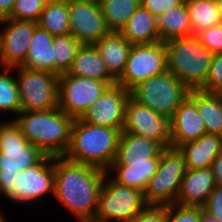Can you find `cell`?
Wrapping results in <instances>:
<instances>
[{
  "mask_svg": "<svg viewBox=\"0 0 222 222\" xmlns=\"http://www.w3.org/2000/svg\"><path fill=\"white\" fill-rule=\"evenodd\" d=\"M107 176L101 186L93 222H130L147 205L144 192L120 185L112 178L106 180Z\"/></svg>",
  "mask_w": 222,
  "mask_h": 222,
  "instance_id": "cell-7",
  "label": "cell"
},
{
  "mask_svg": "<svg viewBox=\"0 0 222 222\" xmlns=\"http://www.w3.org/2000/svg\"><path fill=\"white\" fill-rule=\"evenodd\" d=\"M70 34L82 44H95L111 31L100 3L68 0Z\"/></svg>",
  "mask_w": 222,
  "mask_h": 222,
  "instance_id": "cell-14",
  "label": "cell"
},
{
  "mask_svg": "<svg viewBox=\"0 0 222 222\" xmlns=\"http://www.w3.org/2000/svg\"><path fill=\"white\" fill-rule=\"evenodd\" d=\"M189 90L166 70L134 86L130 90V97L158 114L172 118L177 107L188 96Z\"/></svg>",
  "mask_w": 222,
  "mask_h": 222,
  "instance_id": "cell-6",
  "label": "cell"
},
{
  "mask_svg": "<svg viewBox=\"0 0 222 222\" xmlns=\"http://www.w3.org/2000/svg\"><path fill=\"white\" fill-rule=\"evenodd\" d=\"M44 7L45 4L40 0H16L6 18L37 22Z\"/></svg>",
  "mask_w": 222,
  "mask_h": 222,
  "instance_id": "cell-33",
  "label": "cell"
},
{
  "mask_svg": "<svg viewBox=\"0 0 222 222\" xmlns=\"http://www.w3.org/2000/svg\"><path fill=\"white\" fill-rule=\"evenodd\" d=\"M40 1H42L45 5H47V4H50L59 0H40Z\"/></svg>",
  "mask_w": 222,
  "mask_h": 222,
  "instance_id": "cell-45",
  "label": "cell"
},
{
  "mask_svg": "<svg viewBox=\"0 0 222 222\" xmlns=\"http://www.w3.org/2000/svg\"><path fill=\"white\" fill-rule=\"evenodd\" d=\"M195 36L211 53L222 52V23L204 29Z\"/></svg>",
  "mask_w": 222,
  "mask_h": 222,
  "instance_id": "cell-36",
  "label": "cell"
},
{
  "mask_svg": "<svg viewBox=\"0 0 222 222\" xmlns=\"http://www.w3.org/2000/svg\"><path fill=\"white\" fill-rule=\"evenodd\" d=\"M130 222H167V205L147 204Z\"/></svg>",
  "mask_w": 222,
  "mask_h": 222,
  "instance_id": "cell-37",
  "label": "cell"
},
{
  "mask_svg": "<svg viewBox=\"0 0 222 222\" xmlns=\"http://www.w3.org/2000/svg\"><path fill=\"white\" fill-rule=\"evenodd\" d=\"M167 70L190 90H199L209 73L213 53L193 35L164 42Z\"/></svg>",
  "mask_w": 222,
  "mask_h": 222,
  "instance_id": "cell-4",
  "label": "cell"
},
{
  "mask_svg": "<svg viewBox=\"0 0 222 222\" xmlns=\"http://www.w3.org/2000/svg\"><path fill=\"white\" fill-rule=\"evenodd\" d=\"M82 43L74 38L70 33L61 36H54L52 48L54 49V75L67 73L73 59L76 57Z\"/></svg>",
  "mask_w": 222,
  "mask_h": 222,
  "instance_id": "cell-31",
  "label": "cell"
},
{
  "mask_svg": "<svg viewBox=\"0 0 222 222\" xmlns=\"http://www.w3.org/2000/svg\"><path fill=\"white\" fill-rule=\"evenodd\" d=\"M202 207L167 205V222H200Z\"/></svg>",
  "mask_w": 222,
  "mask_h": 222,
  "instance_id": "cell-35",
  "label": "cell"
},
{
  "mask_svg": "<svg viewBox=\"0 0 222 222\" xmlns=\"http://www.w3.org/2000/svg\"><path fill=\"white\" fill-rule=\"evenodd\" d=\"M5 219H4V217H3V215L1 214V212H0V222H6V221H4Z\"/></svg>",
  "mask_w": 222,
  "mask_h": 222,
  "instance_id": "cell-46",
  "label": "cell"
},
{
  "mask_svg": "<svg viewBox=\"0 0 222 222\" xmlns=\"http://www.w3.org/2000/svg\"><path fill=\"white\" fill-rule=\"evenodd\" d=\"M18 115L14 121L29 143L46 156H64L70 144L74 118L58 107L43 111H20Z\"/></svg>",
  "mask_w": 222,
  "mask_h": 222,
  "instance_id": "cell-2",
  "label": "cell"
},
{
  "mask_svg": "<svg viewBox=\"0 0 222 222\" xmlns=\"http://www.w3.org/2000/svg\"><path fill=\"white\" fill-rule=\"evenodd\" d=\"M216 185L222 186V150L219 152L211 165Z\"/></svg>",
  "mask_w": 222,
  "mask_h": 222,
  "instance_id": "cell-40",
  "label": "cell"
},
{
  "mask_svg": "<svg viewBox=\"0 0 222 222\" xmlns=\"http://www.w3.org/2000/svg\"><path fill=\"white\" fill-rule=\"evenodd\" d=\"M141 5L140 0H101L100 6L110 31L119 32Z\"/></svg>",
  "mask_w": 222,
  "mask_h": 222,
  "instance_id": "cell-30",
  "label": "cell"
},
{
  "mask_svg": "<svg viewBox=\"0 0 222 222\" xmlns=\"http://www.w3.org/2000/svg\"><path fill=\"white\" fill-rule=\"evenodd\" d=\"M187 167L178 148L168 147L161 152L155 174L149 179L144 191L147 204H174Z\"/></svg>",
  "mask_w": 222,
  "mask_h": 222,
  "instance_id": "cell-8",
  "label": "cell"
},
{
  "mask_svg": "<svg viewBox=\"0 0 222 222\" xmlns=\"http://www.w3.org/2000/svg\"><path fill=\"white\" fill-rule=\"evenodd\" d=\"M203 210L219 222H222V186L216 185L214 190L209 194Z\"/></svg>",
  "mask_w": 222,
  "mask_h": 222,
  "instance_id": "cell-38",
  "label": "cell"
},
{
  "mask_svg": "<svg viewBox=\"0 0 222 222\" xmlns=\"http://www.w3.org/2000/svg\"><path fill=\"white\" fill-rule=\"evenodd\" d=\"M222 23V0H215Z\"/></svg>",
  "mask_w": 222,
  "mask_h": 222,
  "instance_id": "cell-43",
  "label": "cell"
},
{
  "mask_svg": "<svg viewBox=\"0 0 222 222\" xmlns=\"http://www.w3.org/2000/svg\"><path fill=\"white\" fill-rule=\"evenodd\" d=\"M160 158H150L147 161L130 162L129 165H111L116 171L112 177L118 184L145 191L149 179L155 174Z\"/></svg>",
  "mask_w": 222,
  "mask_h": 222,
  "instance_id": "cell-26",
  "label": "cell"
},
{
  "mask_svg": "<svg viewBox=\"0 0 222 222\" xmlns=\"http://www.w3.org/2000/svg\"><path fill=\"white\" fill-rule=\"evenodd\" d=\"M53 37L39 26L35 28L25 61L20 65L23 68L38 71H47L54 74Z\"/></svg>",
  "mask_w": 222,
  "mask_h": 222,
  "instance_id": "cell-24",
  "label": "cell"
},
{
  "mask_svg": "<svg viewBox=\"0 0 222 222\" xmlns=\"http://www.w3.org/2000/svg\"><path fill=\"white\" fill-rule=\"evenodd\" d=\"M109 73L117 80L124 71L132 44L120 32L111 31L96 42Z\"/></svg>",
  "mask_w": 222,
  "mask_h": 222,
  "instance_id": "cell-21",
  "label": "cell"
},
{
  "mask_svg": "<svg viewBox=\"0 0 222 222\" xmlns=\"http://www.w3.org/2000/svg\"><path fill=\"white\" fill-rule=\"evenodd\" d=\"M44 156L14 120L0 124V193L12 201L15 174L36 165Z\"/></svg>",
  "mask_w": 222,
  "mask_h": 222,
  "instance_id": "cell-5",
  "label": "cell"
},
{
  "mask_svg": "<svg viewBox=\"0 0 222 222\" xmlns=\"http://www.w3.org/2000/svg\"><path fill=\"white\" fill-rule=\"evenodd\" d=\"M193 35L221 23L215 0H185Z\"/></svg>",
  "mask_w": 222,
  "mask_h": 222,
  "instance_id": "cell-29",
  "label": "cell"
},
{
  "mask_svg": "<svg viewBox=\"0 0 222 222\" xmlns=\"http://www.w3.org/2000/svg\"><path fill=\"white\" fill-rule=\"evenodd\" d=\"M107 171L54 157V196L79 222H93Z\"/></svg>",
  "mask_w": 222,
  "mask_h": 222,
  "instance_id": "cell-1",
  "label": "cell"
},
{
  "mask_svg": "<svg viewBox=\"0 0 222 222\" xmlns=\"http://www.w3.org/2000/svg\"><path fill=\"white\" fill-rule=\"evenodd\" d=\"M37 24L52 36L69 34L70 19L68 0H59L45 5Z\"/></svg>",
  "mask_w": 222,
  "mask_h": 222,
  "instance_id": "cell-28",
  "label": "cell"
},
{
  "mask_svg": "<svg viewBox=\"0 0 222 222\" xmlns=\"http://www.w3.org/2000/svg\"><path fill=\"white\" fill-rule=\"evenodd\" d=\"M199 90L222 94V52L213 55L206 83Z\"/></svg>",
  "mask_w": 222,
  "mask_h": 222,
  "instance_id": "cell-34",
  "label": "cell"
},
{
  "mask_svg": "<svg viewBox=\"0 0 222 222\" xmlns=\"http://www.w3.org/2000/svg\"><path fill=\"white\" fill-rule=\"evenodd\" d=\"M130 91L118 84L110 85L80 118L98 126L123 129L124 108Z\"/></svg>",
  "mask_w": 222,
  "mask_h": 222,
  "instance_id": "cell-16",
  "label": "cell"
},
{
  "mask_svg": "<svg viewBox=\"0 0 222 222\" xmlns=\"http://www.w3.org/2000/svg\"><path fill=\"white\" fill-rule=\"evenodd\" d=\"M185 0H140L141 6L149 10L155 17L164 11L184 3Z\"/></svg>",
  "mask_w": 222,
  "mask_h": 222,
  "instance_id": "cell-39",
  "label": "cell"
},
{
  "mask_svg": "<svg viewBox=\"0 0 222 222\" xmlns=\"http://www.w3.org/2000/svg\"><path fill=\"white\" fill-rule=\"evenodd\" d=\"M14 68L5 67L4 73H0V109L14 114H19L21 104L17 82L12 74Z\"/></svg>",
  "mask_w": 222,
  "mask_h": 222,
  "instance_id": "cell-32",
  "label": "cell"
},
{
  "mask_svg": "<svg viewBox=\"0 0 222 222\" xmlns=\"http://www.w3.org/2000/svg\"><path fill=\"white\" fill-rule=\"evenodd\" d=\"M119 32L132 45L159 42L157 19L141 5Z\"/></svg>",
  "mask_w": 222,
  "mask_h": 222,
  "instance_id": "cell-23",
  "label": "cell"
},
{
  "mask_svg": "<svg viewBox=\"0 0 222 222\" xmlns=\"http://www.w3.org/2000/svg\"><path fill=\"white\" fill-rule=\"evenodd\" d=\"M166 70L167 60L164 42L132 45L124 71L116 80V84L130 91L140 82Z\"/></svg>",
  "mask_w": 222,
  "mask_h": 222,
  "instance_id": "cell-11",
  "label": "cell"
},
{
  "mask_svg": "<svg viewBox=\"0 0 222 222\" xmlns=\"http://www.w3.org/2000/svg\"><path fill=\"white\" fill-rule=\"evenodd\" d=\"M49 192L54 194V157L45 155L36 165L14 176V203H33Z\"/></svg>",
  "mask_w": 222,
  "mask_h": 222,
  "instance_id": "cell-13",
  "label": "cell"
},
{
  "mask_svg": "<svg viewBox=\"0 0 222 222\" xmlns=\"http://www.w3.org/2000/svg\"><path fill=\"white\" fill-rule=\"evenodd\" d=\"M109 86L107 81L63 73L58 77V108L79 119Z\"/></svg>",
  "mask_w": 222,
  "mask_h": 222,
  "instance_id": "cell-10",
  "label": "cell"
},
{
  "mask_svg": "<svg viewBox=\"0 0 222 222\" xmlns=\"http://www.w3.org/2000/svg\"><path fill=\"white\" fill-rule=\"evenodd\" d=\"M67 74L107 81L110 85L116 84V79L107 70L94 44L82 45Z\"/></svg>",
  "mask_w": 222,
  "mask_h": 222,
  "instance_id": "cell-22",
  "label": "cell"
},
{
  "mask_svg": "<svg viewBox=\"0 0 222 222\" xmlns=\"http://www.w3.org/2000/svg\"><path fill=\"white\" fill-rule=\"evenodd\" d=\"M122 131L157 141L164 148L171 147V118L158 114L131 97L124 108Z\"/></svg>",
  "mask_w": 222,
  "mask_h": 222,
  "instance_id": "cell-12",
  "label": "cell"
},
{
  "mask_svg": "<svg viewBox=\"0 0 222 222\" xmlns=\"http://www.w3.org/2000/svg\"><path fill=\"white\" fill-rule=\"evenodd\" d=\"M200 222H219L217 219H215L213 216H210L207 214L202 207V213L200 216Z\"/></svg>",
  "mask_w": 222,
  "mask_h": 222,
  "instance_id": "cell-42",
  "label": "cell"
},
{
  "mask_svg": "<svg viewBox=\"0 0 222 222\" xmlns=\"http://www.w3.org/2000/svg\"><path fill=\"white\" fill-rule=\"evenodd\" d=\"M215 187L216 183L210 167L187 169L174 204L203 207Z\"/></svg>",
  "mask_w": 222,
  "mask_h": 222,
  "instance_id": "cell-18",
  "label": "cell"
},
{
  "mask_svg": "<svg viewBox=\"0 0 222 222\" xmlns=\"http://www.w3.org/2000/svg\"><path fill=\"white\" fill-rule=\"evenodd\" d=\"M122 130L86 123L80 118L75 119L70 144L64 157L110 174Z\"/></svg>",
  "mask_w": 222,
  "mask_h": 222,
  "instance_id": "cell-3",
  "label": "cell"
},
{
  "mask_svg": "<svg viewBox=\"0 0 222 222\" xmlns=\"http://www.w3.org/2000/svg\"><path fill=\"white\" fill-rule=\"evenodd\" d=\"M17 68L15 78L21 111H43L58 107V77L47 71Z\"/></svg>",
  "mask_w": 222,
  "mask_h": 222,
  "instance_id": "cell-9",
  "label": "cell"
},
{
  "mask_svg": "<svg viewBox=\"0 0 222 222\" xmlns=\"http://www.w3.org/2000/svg\"><path fill=\"white\" fill-rule=\"evenodd\" d=\"M195 105L206 133L222 136V94L195 90Z\"/></svg>",
  "mask_w": 222,
  "mask_h": 222,
  "instance_id": "cell-27",
  "label": "cell"
},
{
  "mask_svg": "<svg viewBox=\"0 0 222 222\" xmlns=\"http://www.w3.org/2000/svg\"><path fill=\"white\" fill-rule=\"evenodd\" d=\"M16 0H0V19L6 18L14 6Z\"/></svg>",
  "mask_w": 222,
  "mask_h": 222,
  "instance_id": "cell-41",
  "label": "cell"
},
{
  "mask_svg": "<svg viewBox=\"0 0 222 222\" xmlns=\"http://www.w3.org/2000/svg\"><path fill=\"white\" fill-rule=\"evenodd\" d=\"M165 148L157 141L144 136L121 132L117 153L112 165H129L130 162L161 158Z\"/></svg>",
  "mask_w": 222,
  "mask_h": 222,
  "instance_id": "cell-19",
  "label": "cell"
},
{
  "mask_svg": "<svg viewBox=\"0 0 222 222\" xmlns=\"http://www.w3.org/2000/svg\"><path fill=\"white\" fill-rule=\"evenodd\" d=\"M178 150L184 156L187 169L211 167L222 150V136L206 133L197 140L183 143Z\"/></svg>",
  "mask_w": 222,
  "mask_h": 222,
  "instance_id": "cell-20",
  "label": "cell"
},
{
  "mask_svg": "<svg viewBox=\"0 0 222 222\" xmlns=\"http://www.w3.org/2000/svg\"><path fill=\"white\" fill-rule=\"evenodd\" d=\"M72 1L100 3L101 0H72Z\"/></svg>",
  "mask_w": 222,
  "mask_h": 222,
  "instance_id": "cell-44",
  "label": "cell"
},
{
  "mask_svg": "<svg viewBox=\"0 0 222 222\" xmlns=\"http://www.w3.org/2000/svg\"><path fill=\"white\" fill-rule=\"evenodd\" d=\"M0 24L5 25V30L0 33V64L3 68L20 66L25 61L29 41L38 24L9 18L0 19Z\"/></svg>",
  "mask_w": 222,
  "mask_h": 222,
  "instance_id": "cell-15",
  "label": "cell"
},
{
  "mask_svg": "<svg viewBox=\"0 0 222 222\" xmlns=\"http://www.w3.org/2000/svg\"><path fill=\"white\" fill-rule=\"evenodd\" d=\"M171 147L178 148L183 143L197 140L206 134L205 123L195 105V90L181 102L171 118Z\"/></svg>",
  "mask_w": 222,
  "mask_h": 222,
  "instance_id": "cell-17",
  "label": "cell"
},
{
  "mask_svg": "<svg viewBox=\"0 0 222 222\" xmlns=\"http://www.w3.org/2000/svg\"><path fill=\"white\" fill-rule=\"evenodd\" d=\"M156 19L159 41L161 42L193 36L192 24L185 2L167 9Z\"/></svg>",
  "mask_w": 222,
  "mask_h": 222,
  "instance_id": "cell-25",
  "label": "cell"
}]
</instances>
